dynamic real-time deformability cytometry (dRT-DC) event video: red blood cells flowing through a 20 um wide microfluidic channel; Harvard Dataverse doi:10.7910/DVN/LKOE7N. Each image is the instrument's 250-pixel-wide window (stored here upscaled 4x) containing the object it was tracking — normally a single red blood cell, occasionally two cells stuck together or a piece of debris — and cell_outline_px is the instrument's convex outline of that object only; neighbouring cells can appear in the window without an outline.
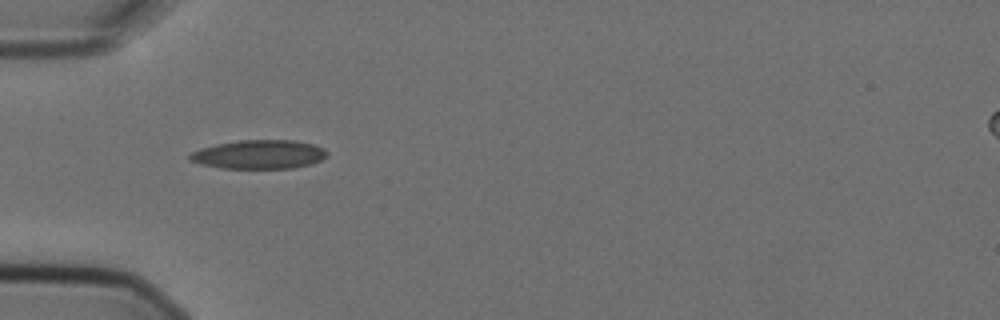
{"species": "Egyptian fruit bat (a non-hibernating species)", "species_latin": "Rousettus aegyptiacus", "temperature_condition": "cold", "stored_images_in_passage": 5, "camera_frame_rate_fps": 3000, "um_per_image_px": 0.085, "animal": {"sex": "female"}, "frame": {"image": 1, "passage_image": 4, "time_ms": 1.0, "image_size_px": [1000, 320], "cell_outline_px": [[328, 156], [312, 164], [292, 168], [220, 168], [200, 164], [188, 160], [188, 156], [192, 152], [200, 148], [216, 144], [240, 140], [292, 140], [312, 144], [324, 148], [328, 152]], "centroid_in_image_um": [22.01, 13.13], "position_along_channel_um": 63.0, "area_um2": 23.18}}
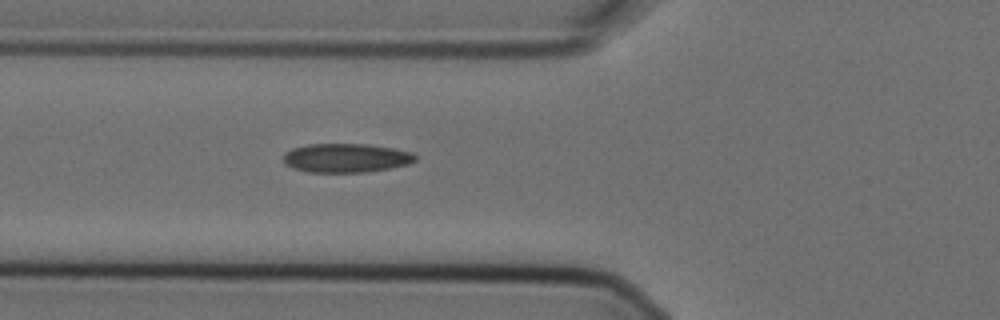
{"frame": {"image": 2, "passage_image": 5, "time_ms": 1.333, "image_size_px": [1000, 320], "cell_outline_px": [[416, 160], [408, 164], [368, 172], [308, 172], [292, 168], [284, 164], [284, 152], [292, 148], [308, 144], [368, 144], [392, 148], [412, 152], [416, 156]], "centroid_in_image_um": [29.38, 13.42], "position_along_channel_um": 96.4, "area_um2": 22.31}}